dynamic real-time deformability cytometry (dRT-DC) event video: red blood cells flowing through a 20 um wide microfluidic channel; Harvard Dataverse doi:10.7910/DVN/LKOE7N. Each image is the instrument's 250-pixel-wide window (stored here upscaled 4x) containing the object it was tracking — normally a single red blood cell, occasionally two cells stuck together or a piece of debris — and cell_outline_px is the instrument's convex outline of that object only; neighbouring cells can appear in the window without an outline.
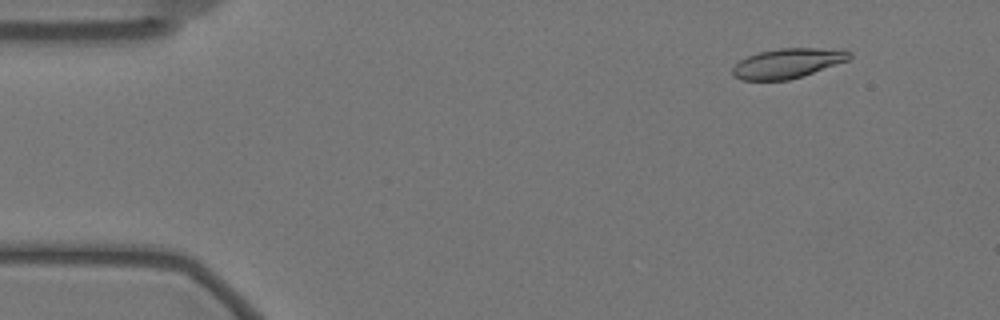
{"species": "Egyptian fruit bat (a non-hibernating species)", "species_latin": "Rousettus aegyptiacus", "temperature_condition": "warm", "stored_images_in_passage": 58, "camera_frame_rate_fps": 3000, "um_per_image_px": 0.085, "animal": {"sex": "female"}, "frame": {"image": 1, "passage_image": 6, "time_ms": 1.667, "image_size_px": [1000, 320], "cell_outline_px": [[852, 56], [848, 60], [788, 80], [740, 80], [732, 76], [732, 68], [740, 60], [748, 56], [760, 52], [780, 48], [844, 48], [852, 52]], "centroid_in_image_um": [66.96, 5.36], "position_along_channel_um": 18.0, "area_um2": 20.23}}
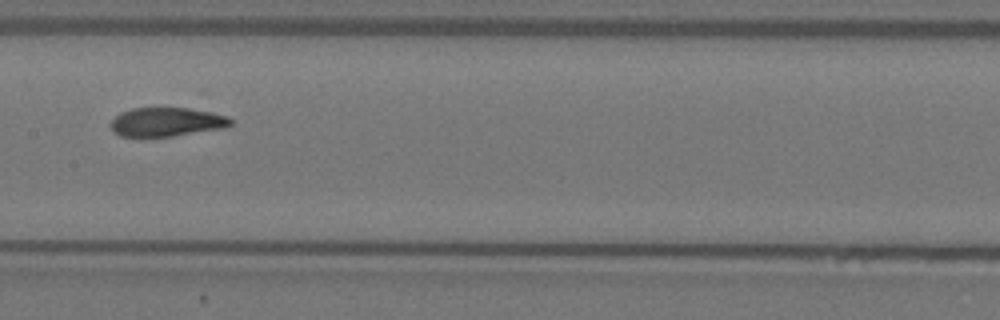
{"frame": {"image": 2, "passage_image": 29, "time_ms": 9.333, "image_size_px": [1000, 320], "cell_outline_px": [[232, 124], [220, 128], [172, 136], [120, 136], [112, 128], [112, 120], [120, 112], [132, 108], [188, 108], [212, 112], [228, 116], [232, 120]], "centroid_in_image_um": [14.17, 10.35], "position_along_channel_um": 193.2, "area_um2": 19.83}}
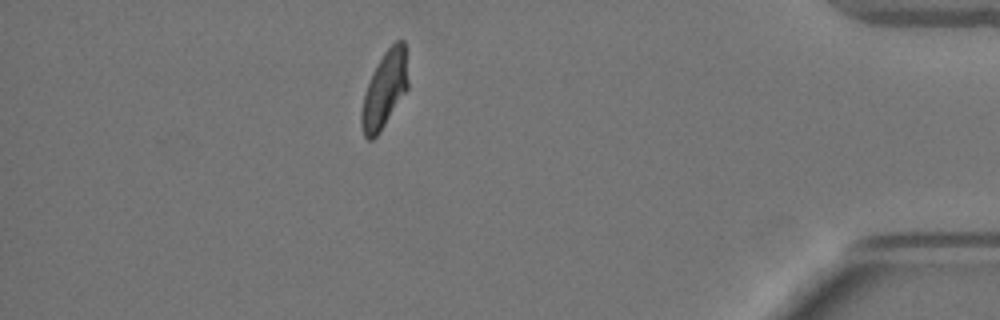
{"frame": {"image": 3, "passage_image": 51, "time_ms": 16.667, "image_size_px": [1000, 320], "cell_outline_px": [[408, 88], [380, 132], [372, 140], [368, 140], [364, 136], [360, 124], [360, 112], [364, 92], [372, 72], [384, 52], [396, 40], [404, 40], [408, 80]], "centroid_in_image_um": [32.66, 7.64], "position_along_channel_um": 402.5, "area_um2": 20.81}, "authors_computed_cell_mechanics": {"area_um2": 21.0392, "velocity_mm_per_s": 3.479, "shape_relaxation_time_tau1_ms": 5.4232, "shape_relaxation_time_tau2_ms": 1.0635, "deformation_change_tau1": 0.2032, "deformation_change_tau2": 0.0752}}